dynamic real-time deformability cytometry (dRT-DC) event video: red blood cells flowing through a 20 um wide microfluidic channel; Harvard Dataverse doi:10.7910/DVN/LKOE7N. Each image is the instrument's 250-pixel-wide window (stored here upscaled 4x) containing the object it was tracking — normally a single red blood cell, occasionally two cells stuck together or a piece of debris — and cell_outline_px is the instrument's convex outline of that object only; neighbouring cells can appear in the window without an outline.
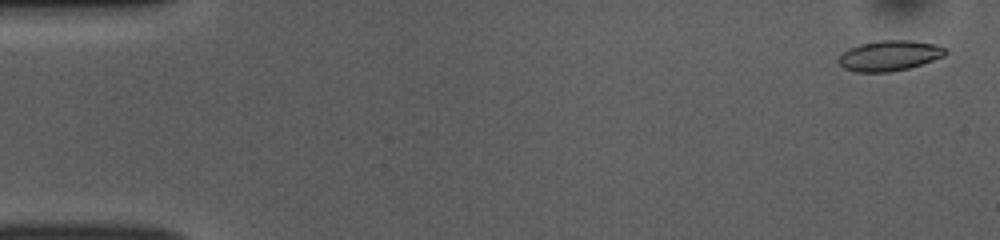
{"species": "common noctule bat (a hibernating species)", "species_latin": "Nyctalus noctula", "temperature_condition": "room temperature", "stored_images_in_passage": 52, "camera_frame_rate_fps": 3000, "um_per_image_px": 0.085, "animal": {"sex": "female", "body_mass_g": 10.0, "forearm_length_mm": 53.1}, "frame": {"image": 1, "passage_image": 2, "time_ms": 0.333, "image_size_px": [1000, 240], "cell_outline_px": [[948, 52], [944, 56], [908, 68], [892, 72], [856, 72], [844, 68], [836, 60], [848, 48], [860, 44], [880, 40], [912, 40], [936, 44], [944, 48]], "centroid_in_image_um": [75.59, 4.72], "position_along_channel_um": 9.4, "area_um2": 18.9}}
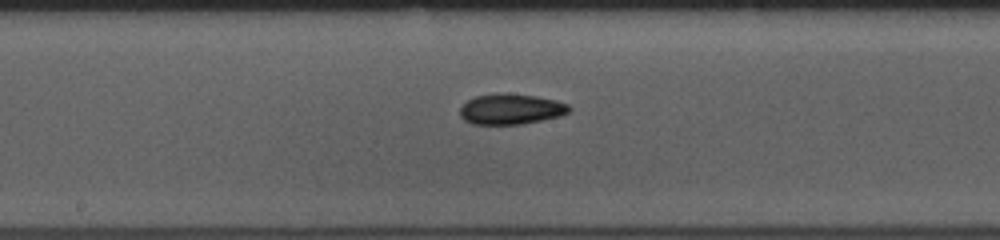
{"frame": {"image": 2, "passage_image": 27, "time_ms": 8.667, "image_size_px": [1000, 240], "cell_outline_px": [[572, 108], [568, 112], [560, 116], [520, 124], [472, 124], [464, 120], [460, 116], [460, 108], [468, 100], [476, 96], [496, 92], [504, 92], [536, 96], [556, 100], [568, 104]], "centroid_in_image_um": [43.42, 9.26], "position_along_channel_um": 204.8, "area_um2": 19.54}}
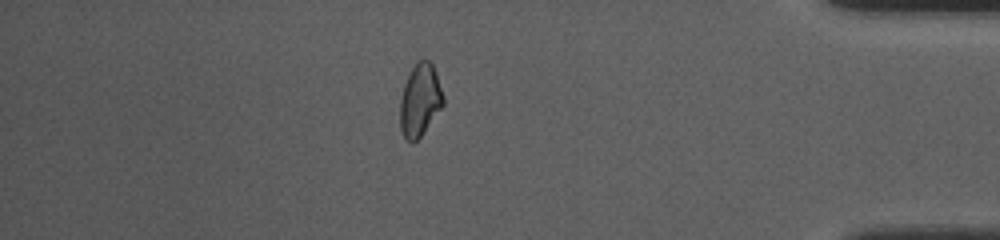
{"frame": {"image": 3, "passage_image": 45, "time_ms": 14.667, "image_size_px": [1000, 240], "cell_outline_px": [[444, 104], [420, 136], [412, 144], [404, 136], [400, 128], [400, 100], [404, 84], [416, 60], [428, 60], [432, 64], [444, 96]], "centroid_in_image_um": [35.69, 8.51], "position_along_channel_um": 399.5, "area_um2": 17.98}, "authors_computed_cell_mechanics": {"area_um2": 18.8139, "velocity_mm_per_s": 3.8609, "shape_relaxation_time_tau1_ms": null, "shape_relaxation_time_tau2_ms": 7.3246, "deformation_change_tau1": null, "deformation_change_tau2": 0.1111}}